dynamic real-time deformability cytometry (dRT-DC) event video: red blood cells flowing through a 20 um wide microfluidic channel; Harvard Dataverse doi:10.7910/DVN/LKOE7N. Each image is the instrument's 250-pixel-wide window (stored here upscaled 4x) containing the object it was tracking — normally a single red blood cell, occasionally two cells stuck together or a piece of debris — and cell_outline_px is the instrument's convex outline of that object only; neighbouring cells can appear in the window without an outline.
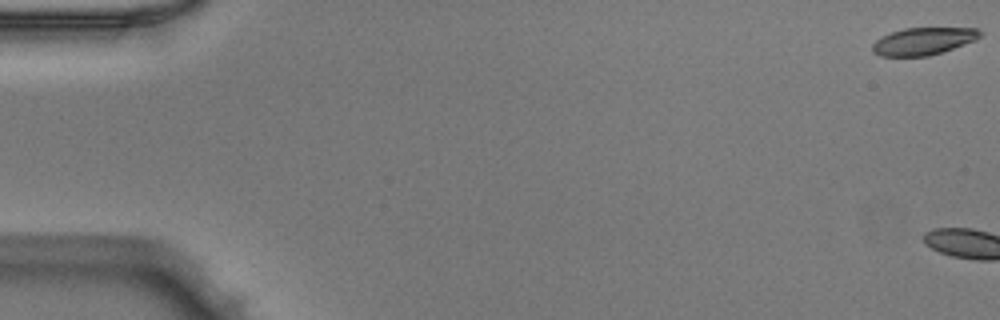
{"species": "Egyptian fruit bat (a non-hibernating species)", "species_latin": "Rousettus aegyptiacus", "temperature_condition": "warm", "stored_images_in_passage": 4, "camera_frame_rate_fps": 3000, "um_per_image_px": 0.085, "animal": {"sex": "male"}, "frame": {"image": 1, "passage_image": 1, "time_ms": 0.0, "image_size_px": [1000, 320], "cell_outline_px": [[976, 36], [960, 44], [936, 52], [920, 56], [888, 56], [876, 52], [876, 44], [880, 40], [896, 32], [912, 28], [972, 28], [976, 32]], "centroid_in_image_um": [78.45, 3.49], "position_along_channel_um": 6.6, "area_um2": 14.97}}